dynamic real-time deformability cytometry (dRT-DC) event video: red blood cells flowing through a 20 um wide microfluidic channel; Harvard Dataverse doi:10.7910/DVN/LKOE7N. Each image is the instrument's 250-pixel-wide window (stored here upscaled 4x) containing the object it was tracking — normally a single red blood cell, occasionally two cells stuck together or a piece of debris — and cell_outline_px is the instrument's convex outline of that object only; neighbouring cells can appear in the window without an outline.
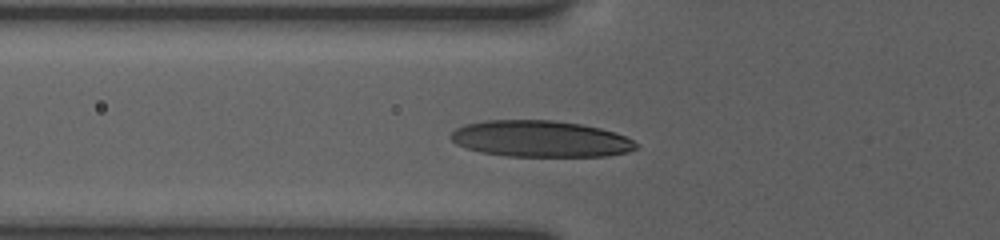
{"species": "human", "species_latin": "Homo sapiens", "temperature_condition": "room temperature", "stored_images_in_passage": 7, "camera_frame_rate_fps": 3000, "um_per_image_px": 0.085, "donor": {"sex": "female"}, "frame": {"image": 1, "passage_image": 5, "time_ms": 4.0, "image_size_px": [1000, 240], "cell_outline_px": [[636, 148], [628, 152], [608, 156], [504, 156], [480, 152], [456, 144], [448, 136], [456, 128], [464, 124], [488, 120], [552, 120], [580, 124], [600, 128], [616, 132], [632, 140], [636, 144]], "centroid_in_image_um": [45.91, 11.8], "position_along_channel_um": 79.9, "area_um2": 39.3}}
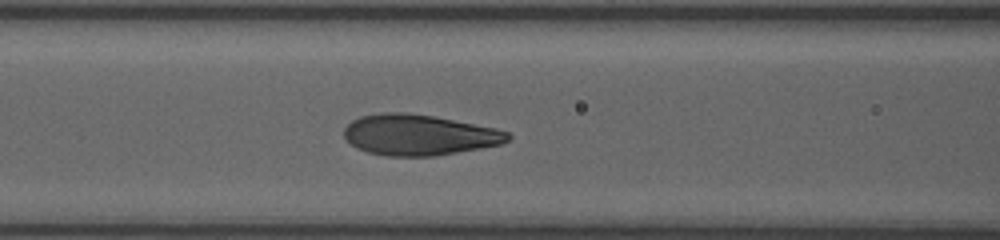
{"frame": {"image": 2, "passage_image": 7, "time_ms": 5.333, "image_size_px": [1000, 240], "cell_outline_px": [[512, 136], [508, 140], [500, 144], [480, 148], [436, 156], [384, 156], [368, 152], [356, 148], [344, 140], [344, 128], [352, 120], [360, 116], [380, 112], [408, 112], [432, 116], [496, 128], [508, 132]], "centroid_in_image_um": [35.56, 11.47], "position_along_channel_um": 131.0, "area_um2": 39.07}}